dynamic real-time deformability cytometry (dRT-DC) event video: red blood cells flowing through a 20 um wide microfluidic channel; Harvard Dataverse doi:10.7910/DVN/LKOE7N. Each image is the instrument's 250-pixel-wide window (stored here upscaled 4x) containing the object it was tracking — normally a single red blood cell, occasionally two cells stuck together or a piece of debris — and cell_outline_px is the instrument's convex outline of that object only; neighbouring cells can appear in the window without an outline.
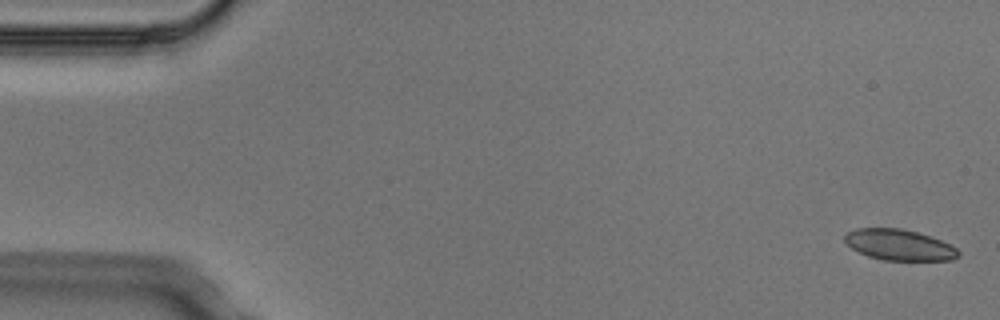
{"species": "Egyptian fruit bat (a non-hibernating species)", "species_latin": "Rousettus aegyptiacus", "temperature_condition": "cold", "stored_images_in_passage": 4, "camera_frame_rate_fps": 3000, "um_per_image_px": 0.085, "animal": {"sex": "male"}, "frame": {"image": 1, "passage_image": 1, "time_ms": 0.0, "image_size_px": [1000, 320], "cell_outline_px": [[960, 256], [952, 260], [884, 260], [868, 256], [852, 248], [844, 240], [844, 236], [848, 232], [856, 228], [900, 228], [916, 232], [940, 240], [956, 248], [960, 252]], "centroid_in_image_um": [76.43, 20.82], "position_along_channel_um": 8.6, "area_um2": 20.23}}